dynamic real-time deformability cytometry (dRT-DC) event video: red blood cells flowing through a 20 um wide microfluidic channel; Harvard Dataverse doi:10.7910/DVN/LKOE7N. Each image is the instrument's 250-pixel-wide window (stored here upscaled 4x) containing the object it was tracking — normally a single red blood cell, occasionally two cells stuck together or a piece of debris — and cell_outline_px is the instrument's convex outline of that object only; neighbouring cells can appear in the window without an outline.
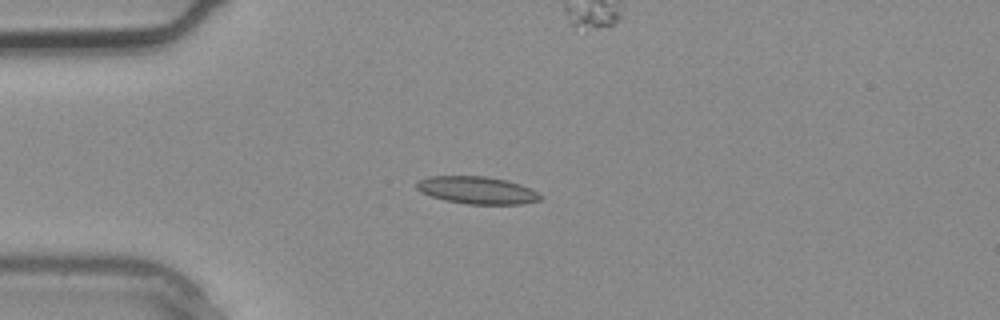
{"species": "common noctule bat (a hibernating species)", "species_latin": "Nyctalus noctula", "temperature_condition": "warm", "stored_images_in_passage": 3, "segment_of_instrument_passage": [1, 2], "camera_frame_rate_fps": 3000, "um_per_image_px": 0.085, "animal": {"sex": "male", "body_mass_g": 20.4}, "frame": {"image": 1, "passage_image": 1, "time_ms": 0.0, "image_size_px": [1000, 320], "cell_outline_px": [[544, 196], [540, 200], [520, 204], [468, 204], [444, 200], [420, 192], [416, 188], [416, 184], [420, 180], [428, 176], [484, 176], [508, 180], [520, 184], [540, 192]], "centroid_in_image_um": [40.58, 16.16], "position_along_channel_um": 44.4, "area_um2": 19.88}}